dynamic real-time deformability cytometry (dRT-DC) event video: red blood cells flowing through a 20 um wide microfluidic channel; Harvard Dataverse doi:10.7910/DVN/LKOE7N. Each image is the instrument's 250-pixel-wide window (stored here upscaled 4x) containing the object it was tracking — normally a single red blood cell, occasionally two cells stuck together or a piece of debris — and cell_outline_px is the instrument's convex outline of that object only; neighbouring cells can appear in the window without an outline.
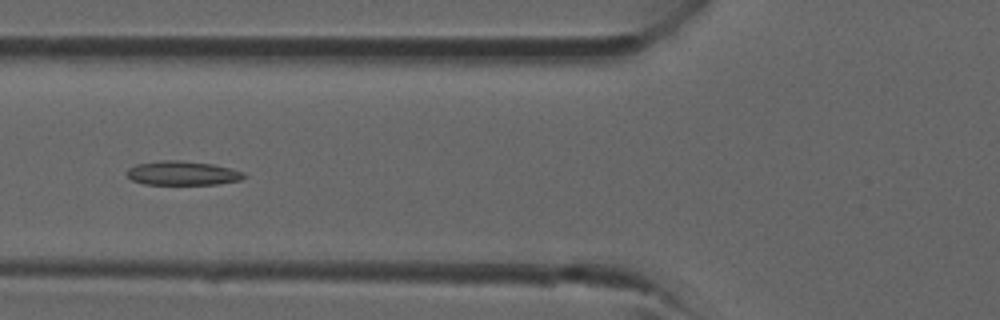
{"species": "common noctule bat (a hibernating species)", "species_latin": "Nyctalus noctula", "temperature_condition": "room temperature", "stored_images_in_passage": 28, "camera_frame_rate_fps": 3000, "um_per_image_px": 0.085, "animal": {"sex": "male", "forearm_length_mm": 52.5}, "frame": {"image": 1, "passage_image": 3, "time_ms": 0.667, "image_size_px": [1000, 320], "cell_outline_px": [[248, 176], [240, 180], [216, 184], [144, 184], [132, 180], [128, 176], [128, 168], [136, 164], [160, 160], [180, 160], [212, 164], [232, 168], [244, 172]], "centroid_in_image_um": [15.54, 14.71], "position_along_channel_um": 110.3, "area_um2": 16.47}}
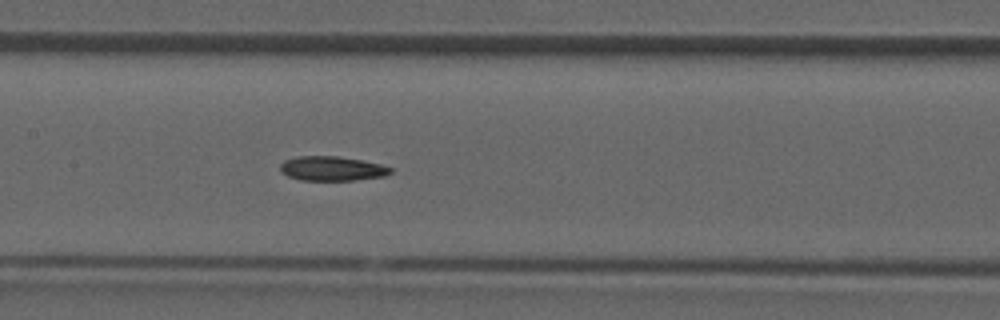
{"frame": {"image": 2, "passage_image": 7, "time_ms": 2.0, "image_size_px": [1000, 320], "cell_outline_px": [[392, 172], [384, 176], [356, 180], [300, 180], [288, 176], [280, 172], [280, 164], [284, 160], [296, 156], [336, 156], [364, 160], [380, 164], [392, 168]], "centroid_in_image_um": [28.2, 14.32], "position_along_channel_um": 179.2, "area_um2": 15.84}}
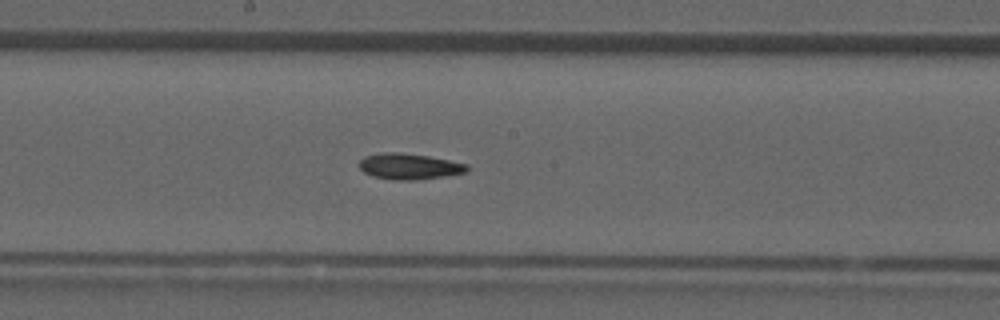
{"frame": {"image": 3, "passage_image": 9, "time_ms": 2.667, "image_size_px": [1000, 320], "cell_outline_px": [[468, 172], [444, 176], [416, 180], [396, 180], [372, 176], [364, 172], [356, 164], [364, 156], [380, 152], [400, 152], [428, 156], [468, 164]], "centroid_in_image_um": [34.75, 14.14], "position_along_channel_um": 213.5, "area_um2": 16.42}}